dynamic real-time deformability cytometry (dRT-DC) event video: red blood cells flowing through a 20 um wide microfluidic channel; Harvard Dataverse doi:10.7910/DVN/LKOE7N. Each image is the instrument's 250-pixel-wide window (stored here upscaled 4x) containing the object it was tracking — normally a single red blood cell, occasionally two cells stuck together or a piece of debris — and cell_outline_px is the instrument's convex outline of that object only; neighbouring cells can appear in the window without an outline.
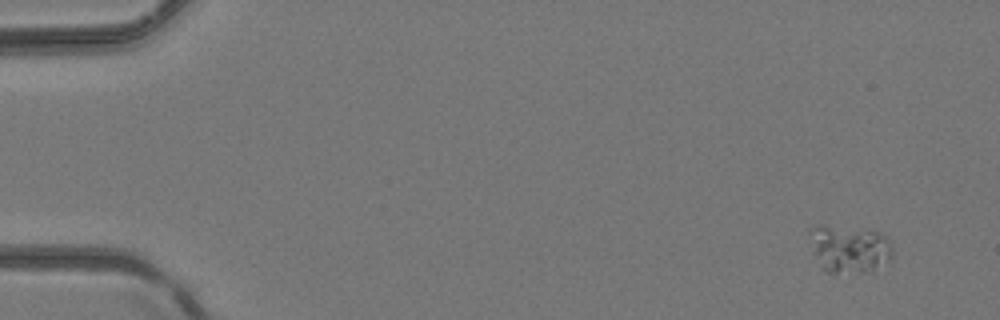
{"species": "common noctule bat (a hibernating species)", "species_latin": "Nyctalus noctula", "temperature_condition": "room temperature", "stored_images_in_passage": 5, "camera_frame_rate_fps": 3000, "um_per_image_px": 0.085, "animal": {"sex": "female", "body_mass_g": 24.6, "forearm_length_mm": 56.2}, "frame": {"image": 1, "passage_image": 1, "time_ms": 0.0, "image_size_px": [1000, 320], "cell_outline_px": [[892, 260], [872, 268], [860, 272], [824, 272], [816, 256], [808, 232], [808, 228], [816, 224], [824, 224], [876, 232], [884, 236], [888, 240], [892, 248]], "centroid_in_image_um": [72.14, 21.12], "position_along_channel_um": 12.9, "area_um2": 22.54}}